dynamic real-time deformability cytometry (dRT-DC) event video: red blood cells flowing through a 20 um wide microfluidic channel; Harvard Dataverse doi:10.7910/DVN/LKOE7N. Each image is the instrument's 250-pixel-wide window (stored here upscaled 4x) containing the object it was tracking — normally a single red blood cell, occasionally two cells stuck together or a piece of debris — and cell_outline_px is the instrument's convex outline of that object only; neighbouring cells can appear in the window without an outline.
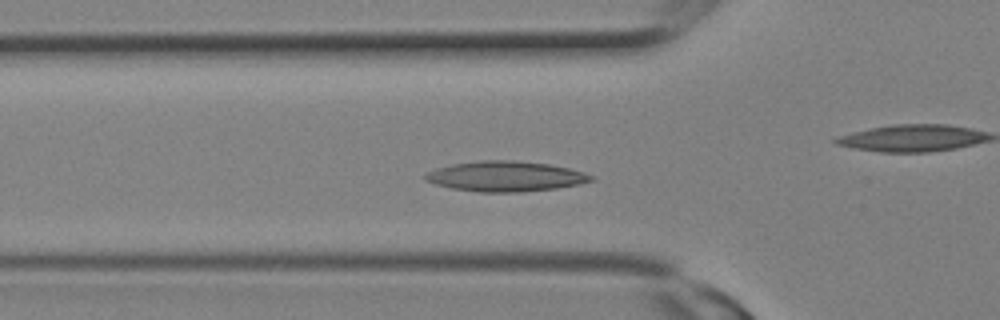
{"species": "Egyptian fruit bat (a non-hibernating species)", "species_latin": "Rousettus aegyptiacus", "temperature_condition": "room temperature", "stored_images_in_passage": 12, "camera_frame_rate_fps": 3000, "um_per_image_px": 0.085, "animal": {"sex": "female"}, "frame": {"image": 1, "passage_image": 4, "time_ms": 1.0, "image_size_px": [1000, 320], "cell_outline_px": [[596, 180], [580, 184], [556, 188], [520, 192], [480, 192], [452, 188], [436, 184], [424, 180], [424, 176], [428, 172], [436, 168], [452, 164], [484, 160], [512, 160], [548, 164], [568, 168], [584, 172], [596, 176]], "centroid_in_image_um": [43.01, 14.99], "position_along_channel_um": 82.8, "area_um2": 29.19}}
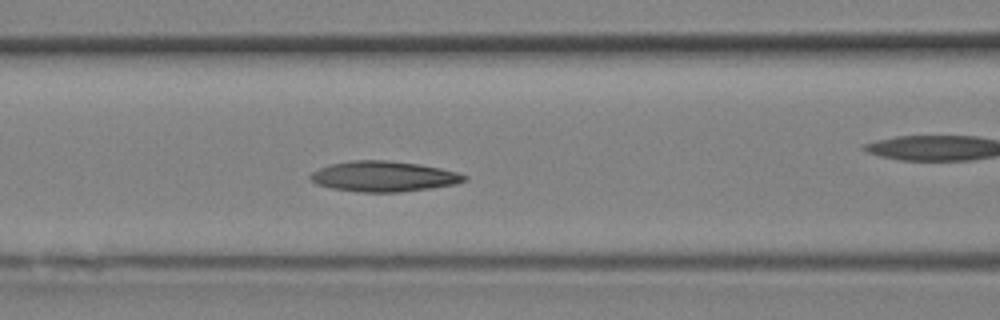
{"frame": {"image": 2, "passage_image": 6, "time_ms": 1.667, "image_size_px": [1000, 320], "cell_outline_px": [[468, 180], [456, 184], [432, 188], [400, 192], [360, 192], [332, 188], [316, 184], [308, 176], [312, 172], [320, 168], [332, 164], [352, 160], [388, 160], [420, 164], [440, 168], [456, 172], [468, 176]], "centroid_in_image_um": [32.64, 14.99], "position_along_channel_um": 134.0, "area_um2": 27.34}}